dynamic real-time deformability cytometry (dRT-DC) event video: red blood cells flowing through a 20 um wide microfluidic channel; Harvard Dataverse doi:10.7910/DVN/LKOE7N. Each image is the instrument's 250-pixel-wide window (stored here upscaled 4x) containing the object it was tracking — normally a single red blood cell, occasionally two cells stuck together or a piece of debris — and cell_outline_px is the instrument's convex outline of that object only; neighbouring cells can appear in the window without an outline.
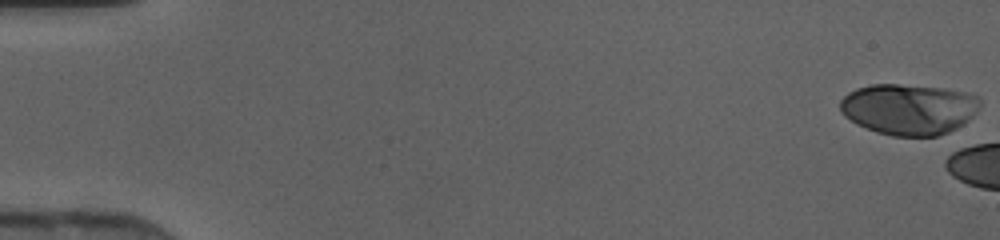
{"species": "human", "species_latin": "Homo sapiens", "temperature_condition": "cold", "stored_images_in_passage": 5, "camera_frame_rate_fps": 3000, "um_per_image_px": 0.085, "donor": {"sex": "female"}, "frame": {"image": 1, "passage_image": 1, "time_ms": 0.0, "image_size_px": [1000, 240], "cell_outline_px": [[980, 104], [976, 112], [964, 124], [948, 132], [936, 136], [892, 136], [876, 132], [856, 124], [844, 116], [840, 108], [840, 100], [848, 92], [856, 88], [872, 84], [896, 84], [944, 88], [964, 92], [976, 96], [980, 100]], "centroid_in_image_um": [77.22, 9.28], "position_along_channel_um": 7.8, "area_um2": 41.56}}